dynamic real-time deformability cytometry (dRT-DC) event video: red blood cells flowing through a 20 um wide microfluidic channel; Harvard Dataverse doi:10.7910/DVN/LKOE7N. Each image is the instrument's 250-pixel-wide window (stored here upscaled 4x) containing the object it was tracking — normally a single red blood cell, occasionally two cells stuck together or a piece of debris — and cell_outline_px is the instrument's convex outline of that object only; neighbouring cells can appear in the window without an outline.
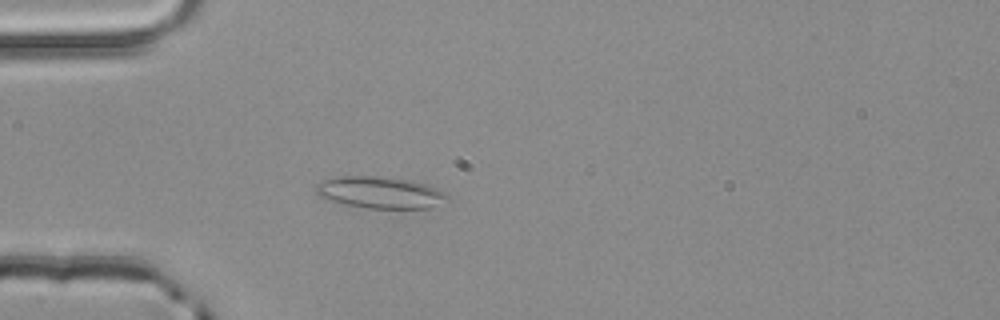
{"species": "common noctule bat (a hibernating species)", "species_latin": "Nyctalus noctula", "temperature_condition": "room temperature", "stored_images_in_passage": 4, "camera_frame_rate_fps": 3000, "um_per_image_px": 0.085, "animal": {"sex": "male", "body_mass_g": 20.4}, "frame": {"image": 1, "passage_image": 4, "time_ms": 1.0, "image_size_px": [1000, 320], "cell_outline_px": [[448, 200], [432, 208], [368, 208], [348, 204], [332, 200], [320, 196], [316, 192], [316, 184], [324, 180], [336, 176], [380, 176], [412, 180], [436, 188], [444, 192], [448, 196]], "centroid_in_image_um": [32.35, 16.35], "position_along_channel_um": 52.7, "area_um2": 24.1}}